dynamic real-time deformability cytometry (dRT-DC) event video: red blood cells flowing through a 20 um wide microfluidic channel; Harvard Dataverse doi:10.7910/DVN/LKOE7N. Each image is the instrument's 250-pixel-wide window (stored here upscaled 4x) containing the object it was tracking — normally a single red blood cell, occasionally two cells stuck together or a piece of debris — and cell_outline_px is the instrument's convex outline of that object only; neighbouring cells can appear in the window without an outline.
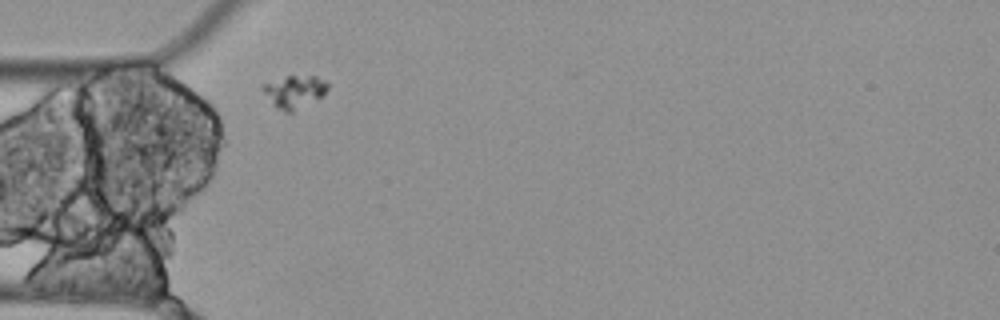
{"species": "Egyptian fruit bat (a non-hibernating species)", "species_latin": "Rousettus aegyptiacus", "temperature_condition": "cold", "stored_images_in_passage": 5, "camera_frame_rate_fps": 3000, "um_per_image_px": 0.085, "animal": {"sex": "female"}, "frame": {"image": 1, "passage_image": 1, "time_ms": 0.0, "image_size_px": [1000, 320], "cell_outline_px": [[328, 88], [320, 96], [292, 112], [284, 112], [276, 108], [272, 104], [260, 88], [260, 84], [288, 76], [316, 76], [324, 80], [328, 84]], "centroid_in_image_um": [24.95, 7.78], "position_along_channel_um": 60.0, "area_um2": 12.14}}
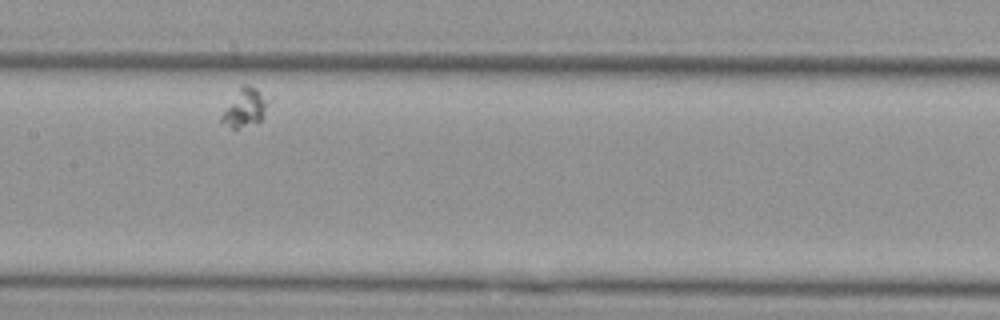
{"frame": {"image": 2, "passage_image": 4, "time_ms": 1.0, "image_size_px": [1000, 320], "cell_outline_px": [[276, 96], [264, 116], [260, 120], [236, 128], [232, 128], [220, 120], [220, 116], [240, 84], [248, 84]], "centroid_in_image_um": [20.96, 9.04], "position_along_channel_um": 186.4, "area_um2": 11.04}}